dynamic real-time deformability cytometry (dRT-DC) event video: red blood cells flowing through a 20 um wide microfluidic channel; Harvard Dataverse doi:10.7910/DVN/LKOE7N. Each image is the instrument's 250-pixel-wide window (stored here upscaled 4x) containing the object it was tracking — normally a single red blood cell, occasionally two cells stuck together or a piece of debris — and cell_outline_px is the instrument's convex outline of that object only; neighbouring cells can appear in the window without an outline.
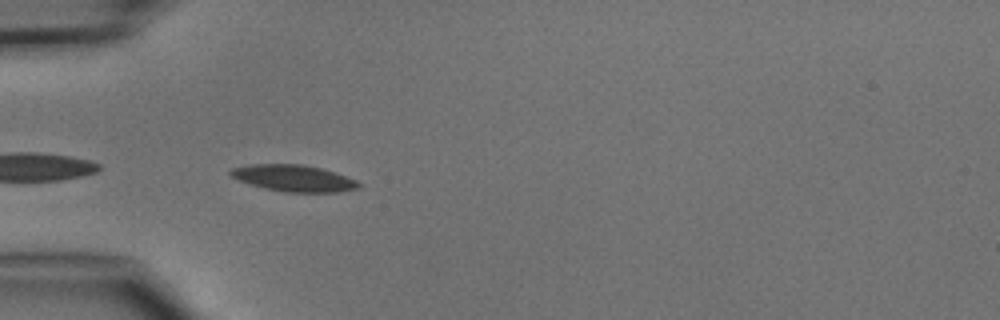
{"species": "common noctule bat (a hibernating species)", "species_latin": "Nyctalus noctula", "temperature_condition": "cold", "stored_images_in_passage": 3, "camera_frame_rate_fps": 3000, "um_per_image_px": 0.085, "animal": {"sex": "male", "body_mass_g": 15.6}, "frame": {"image": 1, "passage_image": 1, "time_ms": 0.0, "image_size_px": [1000, 320], "cell_outline_px": [[360, 188], [336, 192], [284, 192], [264, 188], [240, 180], [232, 176], [228, 172], [232, 168], [248, 164], [304, 164], [320, 168], [356, 180], [360, 184]], "centroid_in_image_um": [24.95, 15.14], "position_along_channel_um": 60.1, "area_um2": 19.59}}